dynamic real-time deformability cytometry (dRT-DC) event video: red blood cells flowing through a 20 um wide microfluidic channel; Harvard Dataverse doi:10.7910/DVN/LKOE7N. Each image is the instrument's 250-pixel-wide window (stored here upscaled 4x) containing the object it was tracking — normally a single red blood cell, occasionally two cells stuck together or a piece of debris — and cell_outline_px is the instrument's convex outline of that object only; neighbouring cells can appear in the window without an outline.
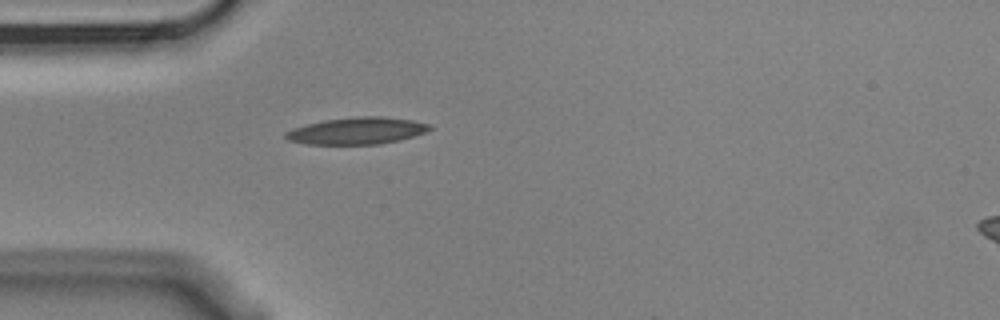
{"species": "Egyptian fruit bat (a non-hibernating species)", "species_latin": "Rousettus aegyptiacus", "temperature_condition": "cold", "stored_images_in_passage": 4, "camera_frame_rate_fps": 3000, "um_per_image_px": 0.085, "animal": {"sex": "male"}, "frame": {"image": 1, "passage_image": 4, "time_ms": 1.0, "image_size_px": [1000, 320], "cell_outline_px": [[432, 128], [424, 132], [400, 140], [380, 144], [304, 144], [288, 140], [284, 136], [284, 132], [292, 128], [324, 120], [356, 116], [380, 116], [412, 120], [428, 124]], "centroid_in_image_um": [30.29, 11.12], "position_along_channel_um": 54.7, "area_um2": 22.48}}